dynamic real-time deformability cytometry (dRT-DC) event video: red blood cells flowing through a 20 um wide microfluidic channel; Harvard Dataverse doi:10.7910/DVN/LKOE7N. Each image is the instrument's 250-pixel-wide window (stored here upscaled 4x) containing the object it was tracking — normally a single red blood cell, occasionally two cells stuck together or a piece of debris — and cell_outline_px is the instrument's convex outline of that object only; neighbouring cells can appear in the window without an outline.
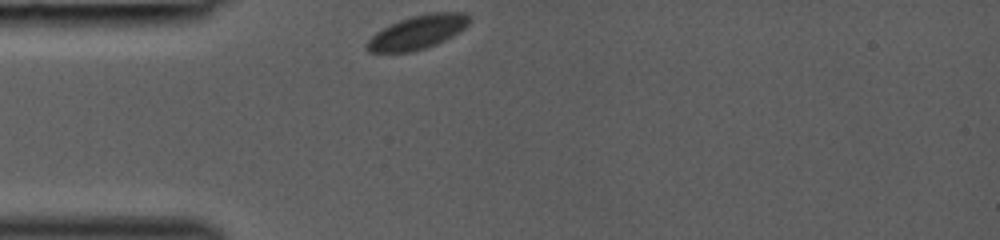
{"species": "common noctule bat (a hibernating species)", "species_latin": "Nyctalus noctula", "temperature_condition": "room temperature", "stored_images_in_passage": 28, "camera_frame_rate_fps": 3000, "um_per_image_px": 0.085, "animal": {"sex": "female", "body_mass_g": 19.0, "forearm_length_mm": 53.3}, "frame": {"image": 1, "passage_image": 1, "time_ms": 0.0, "image_size_px": [1000, 240], "cell_outline_px": [[472, 16], [468, 24], [464, 28], [452, 36], [436, 44], [412, 52], [368, 52], [364, 48], [364, 44], [376, 32], [400, 20], [412, 16], [432, 12], [464, 12]], "centroid_in_image_um": [35.49, 2.74], "position_along_channel_um": 49.5, "area_um2": 20.06}}
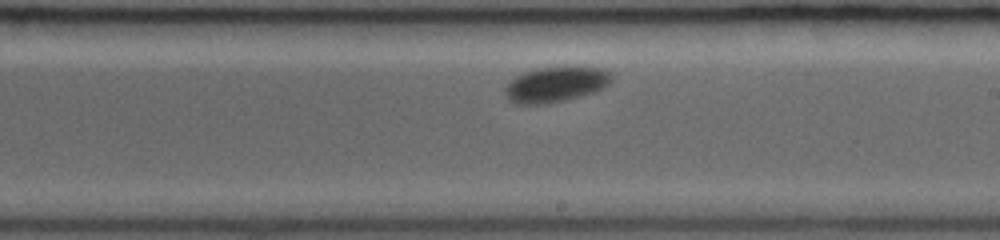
{"frame": {"image": 2, "passage_image": 16, "time_ms": 5.0, "image_size_px": [1000, 240], "cell_outline_px": [[612, 80], [604, 88], [592, 92], [564, 100], [544, 104], [516, 104], [508, 100], [504, 92], [504, 88], [516, 76], [524, 72], [536, 68], [600, 68], [608, 72], [612, 76]], "centroid_in_image_um": [47.18, 7.19], "position_along_channel_um": 241.8, "area_um2": 21.44}}
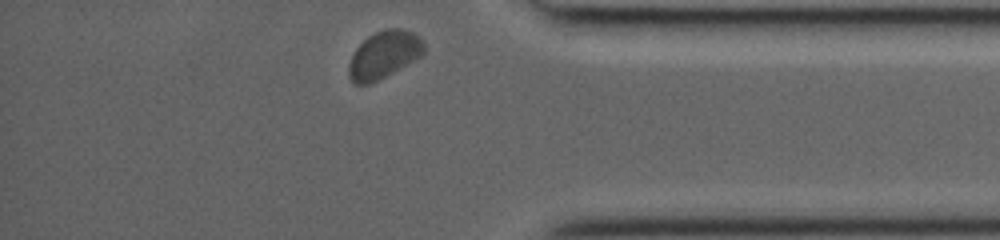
{"frame": {"image": 3, "passage_image": 28, "time_ms": 9.0, "image_size_px": [1000, 240], "cell_outline_px": [[424, 52], [420, 56], [392, 72], [368, 84], [356, 84], [348, 76], [348, 68], [352, 56], [356, 48], [368, 36], [376, 32], [388, 28], [400, 28], [412, 32], [420, 36], [424, 40]], "centroid_in_image_um": [32.64, 4.62], "position_along_channel_um": 402.6, "area_um2": 20.35}}